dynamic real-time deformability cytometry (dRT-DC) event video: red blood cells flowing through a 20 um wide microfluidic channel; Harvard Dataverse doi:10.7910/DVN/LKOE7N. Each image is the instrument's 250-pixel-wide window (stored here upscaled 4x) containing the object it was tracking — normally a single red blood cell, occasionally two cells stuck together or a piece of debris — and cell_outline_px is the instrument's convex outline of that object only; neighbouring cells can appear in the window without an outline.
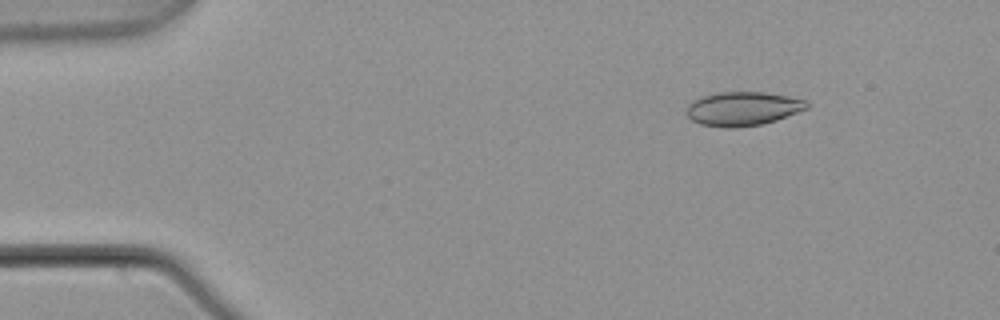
{"species": "common noctule bat (a hibernating species)", "species_latin": "Nyctalus noctula", "temperature_condition": "warm", "stored_images_in_passage": 4, "camera_frame_rate_fps": 3000, "um_per_image_px": 0.085, "animal": {"sex": "male", "body_mass_g": 21.5, "forearm_length_mm": 52.0}, "frame": {"image": 1, "passage_image": 1, "time_ms": 0.0, "image_size_px": [1000, 320], "cell_outline_px": [[808, 108], [776, 120], [760, 124], [736, 128], [724, 128], [700, 124], [692, 120], [688, 116], [684, 108], [692, 100], [700, 96], [720, 92], [764, 92], [788, 96], [808, 100]], "centroid_in_image_um": [63.1, 9.23], "position_along_channel_um": 21.9, "area_um2": 23.99}}
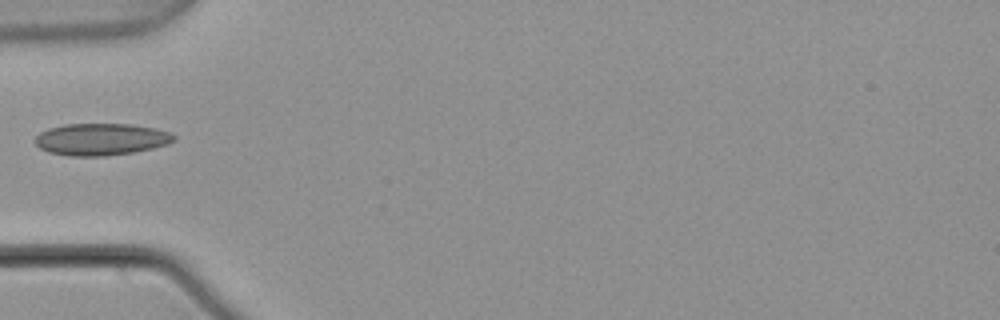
{"frame": {"image": 2, "passage_image": 4, "time_ms": 1.0, "image_size_px": [1000, 320], "cell_outline_px": [[176, 140], [168, 144], [152, 148], [132, 152], [104, 156], [68, 156], [48, 152], [40, 148], [36, 144], [36, 136], [40, 132], [48, 128], [64, 124], [128, 124], [152, 128], [168, 132], [176, 136]], "centroid_in_image_um": [8.56, 11.84], "position_along_channel_um": 76.4, "area_um2": 25.72}}